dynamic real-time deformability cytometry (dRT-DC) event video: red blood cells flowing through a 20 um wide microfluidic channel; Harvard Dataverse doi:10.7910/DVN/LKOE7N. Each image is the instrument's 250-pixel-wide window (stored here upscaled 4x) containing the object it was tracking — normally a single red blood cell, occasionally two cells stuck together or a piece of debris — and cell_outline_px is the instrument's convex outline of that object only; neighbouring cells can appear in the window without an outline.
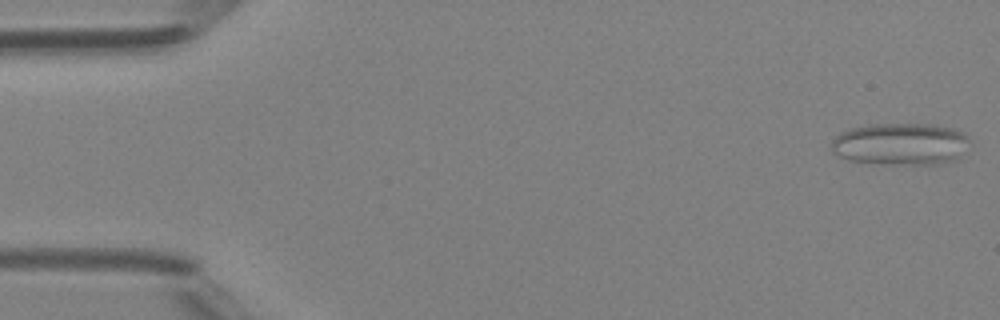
{"species": "Egyptian fruit bat (a non-hibernating species)", "species_latin": "Rousettus aegyptiacus", "temperature_condition": "room temperature", "stored_images_in_passage": 7, "camera_frame_rate_fps": 3000, "um_per_image_px": 0.085, "animal": {"sex": "female"}, "frame": {"image": 1, "passage_image": 7, "time_ms": 2.0, "image_size_px": [1000, 320], "cell_outline_px": [[972, 144], [956, 160], [936, 164], [880, 164], [848, 160], [836, 156], [832, 152], [832, 140], [840, 132], [848, 128], [872, 124], [936, 124], [952, 128], [964, 132], [968, 136]], "centroid_in_image_um": [76.58, 12.24], "position_along_channel_um": 8.4, "area_um2": 34.62}}